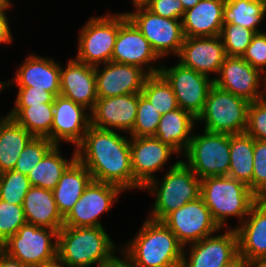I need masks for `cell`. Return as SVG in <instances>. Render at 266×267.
Here are the masks:
<instances>
[{"mask_svg": "<svg viewBox=\"0 0 266 267\" xmlns=\"http://www.w3.org/2000/svg\"><path fill=\"white\" fill-rule=\"evenodd\" d=\"M75 149L76 159L89 170L94 181L116 185L123 191L134 189L130 138L117 130L90 126Z\"/></svg>", "mask_w": 266, "mask_h": 267, "instance_id": "1", "label": "cell"}, {"mask_svg": "<svg viewBox=\"0 0 266 267\" xmlns=\"http://www.w3.org/2000/svg\"><path fill=\"white\" fill-rule=\"evenodd\" d=\"M120 248L138 267H181L184 246L162 221L146 218L134 238Z\"/></svg>", "mask_w": 266, "mask_h": 267, "instance_id": "2", "label": "cell"}, {"mask_svg": "<svg viewBox=\"0 0 266 267\" xmlns=\"http://www.w3.org/2000/svg\"><path fill=\"white\" fill-rule=\"evenodd\" d=\"M57 241V258L70 267H102L121 250L104 227L63 226Z\"/></svg>", "mask_w": 266, "mask_h": 267, "instance_id": "3", "label": "cell"}, {"mask_svg": "<svg viewBox=\"0 0 266 267\" xmlns=\"http://www.w3.org/2000/svg\"><path fill=\"white\" fill-rule=\"evenodd\" d=\"M200 197L220 229L227 225L229 217H237L241 224L257 201V196L246 184L229 176L201 179Z\"/></svg>", "mask_w": 266, "mask_h": 267, "instance_id": "4", "label": "cell"}, {"mask_svg": "<svg viewBox=\"0 0 266 267\" xmlns=\"http://www.w3.org/2000/svg\"><path fill=\"white\" fill-rule=\"evenodd\" d=\"M163 176L160 183L155 178L142 189L156 196L148 217L156 221H162L169 213L196 200L201 193V179L183 160L175 162Z\"/></svg>", "mask_w": 266, "mask_h": 267, "instance_id": "5", "label": "cell"}, {"mask_svg": "<svg viewBox=\"0 0 266 267\" xmlns=\"http://www.w3.org/2000/svg\"><path fill=\"white\" fill-rule=\"evenodd\" d=\"M249 104L248 100L214 84L196 122H204V130L210 133H243L247 128Z\"/></svg>", "mask_w": 266, "mask_h": 267, "instance_id": "6", "label": "cell"}, {"mask_svg": "<svg viewBox=\"0 0 266 267\" xmlns=\"http://www.w3.org/2000/svg\"><path fill=\"white\" fill-rule=\"evenodd\" d=\"M57 240V230L25 223L0 250L28 267H42L57 258Z\"/></svg>", "mask_w": 266, "mask_h": 267, "instance_id": "7", "label": "cell"}, {"mask_svg": "<svg viewBox=\"0 0 266 267\" xmlns=\"http://www.w3.org/2000/svg\"><path fill=\"white\" fill-rule=\"evenodd\" d=\"M184 162L200 178L228 176L230 166V134L210 133L192 134Z\"/></svg>", "mask_w": 266, "mask_h": 267, "instance_id": "8", "label": "cell"}, {"mask_svg": "<svg viewBox=\"0 0 266 267\" xmlns=\"http://www.w3.org/2000/svg\"><path fill=\"white\" fill-rule=\"evenodd\" d=\"M118 30V13L90 17L79 33L75 59L94 67L111 62Z\"/></svg>", "mask_w": 266, "mask_h": 267, "instance_id": "9", "label": "cell"}, {"mask_svg": "<svg viewBox=\"0 0 266 267\" xmlns=\"http://www.w3.org/2000/svg\"><path fill=\"white\" fill-rule=\"evenodd\" d=\"M125 14L161 59L168 54L179 55L185 39L181 20L161 17L147 7L137 8L134 12Z\"/></svg>", "mask_w": 266, "mask_h": 267, "instance_id": "10", "label": "cell"}, {"mask_svg": "<svg viewBox=\"0 0 266 267\" xmlns=\"http://www.w3.org/2000/svg\"><path fill=\"white\" fill-rule=\"evenodd\" d=\"M161 65L160 74L171 85L178 107L190 112L197 118L202 112L214 79L183 66Z\"/></svg>", "mask_w": 266, "mask_h": 267, "instance_id": "11", "label": "cell"}, {"mask_svg": "<svg viewBox=\"0 0 266 267\" xmlns=\"http://www.w3.org/2000/svg\"><path fill=\"white\" fill-rule=\"evenodd\" d=\"M123 190L113 184L92 180L80 199L64 217L66 227H103L99 217L111 210Z\"/></svg>", "mask_w": 266, "mask_h": 267, "instance_id": "12", "label": "cell"}, {"mask_svg": "<svg viewBox=\"0 0 266 267\" xmlns=\"http://www.w3.org/2000/svg\"><path fill=\"white\" fill-rule=\"evenodd\" d=\"M162 222L184 247L221 230L201 197L169 213Z\"/></svg>", "mask_w": 266, "mask_h": 267, "instance_id": "13", "label": "cell"}, {"mask_svg": "<svg viewBox=\"0 0 266 267\" xmlns=\"http://www.w3.org/2000/svg\"><path fill=\"white\" fill-rule=\"evenodd\" d=\"M159 59L161 58L153 50L151 44L126 14L119 13V30L111 62L136 65L149 75H154L160 72L162 63L159 66H154L152 63Z\"/></svg>", "mask_w": 266, "mask_h": 267, "instance_id": "14", "label": "cell"}, {"mask_svg": "<svg viewBox=\"0 0 266 267\" xmlns=\"http://www.w3.org/2000/svg\"><path fill=\"white\" fill-rule=\"evenodd\" d=\"M131 168L134 176V189H143L155 173L164 169L169 158L179 153L154 136L130 137Z\"/></svg>", "mask_w": 266, "mask_h": 267, "instance_id": "15", "label": "cell"}, {"mask_svg": "<svg viewBox=\"0 0 266 267\" xmlns=\"http://www.w3.org/2000/svg\"><path fill=\"white\" fill-rule=\"evenodd\" d=\"M213 79L217 87L249 102L260 100L263 97V87L260 89L259 86L265 84L266 76L242 57L226 56L218 75Z\"/></svg>", "mask_w": 266, "mask_h": 267, "instance_id": "16", "label": "cell"}, {"mask_svg": "<svg viewBox=\"0 0 266 267\" xmlns=\"http://www.w3.org/2000/svg\"><path fill=\"white\" fill-rule=\"evenodd\" d=\"M183 248L181 267H221L238 254V237L235 228L225 233L210 235ZM187 253V254H186Z\"/></svg>", "mask_w": 266, "mask_h": 267, "instance_id": "17", "label": "cell"}, {"mask_svg": "<svg viewBox=\"0 0 266 267\" xmlns=\"http://www.w3.org/2000/svg\"><path fill=\"white\" fill-rule=\"evenodd\" d=\"M86 110L81 104L61 95L56 96L53 102L51 142L59 146L64 141L77 147L91 126V114Z\"/></svg>", "mask_w": 266, "mask_h": 267, "instance_id": "18", "label": "cell"}, {"mask_svg": "<svg viewBox=\"0 0 266 267\" xmlns=\"http://www.w3.org/2000/svg\"><path fill=\"white\" fill-rule=\"evenodd\" d=\"M104 67V68H103ZM95 67L97 97L141 93L149 74L136 65L107 62Z\"/></svg>", "mask_w": 266, "mask_h": 267, "instance_id": "19", "label": "cell"}, {"mask_svg": "<svg viewBox=\"0 0 266 267\" xmlns=\"http://www.w3.org/2000/svg\"><path fill=\"white\" fill-rule=\"evenodd\" d=\"M138 93L98 98L90 111L91 126L129 133L135 124Z\"/></svg>", "mask_w": 266, "mask_h": 267, "instance_id": "20", "label": "cell"}, {"mask_svg": "<svg viewBox=\"0 0 266 267\" xmlns=\"http://www.w3.org/2000/svg\"><path fill=\"white\" fill-rule=\"evenodd\" d=\"M177 57L183 66L210 77L218 75L226 53L220 35L185 37Z\"/></svg>", "mask_w": 266, "mask_h": 267, "instance_id": "21", "label": "cell"}, {"mask_svg": "<svg viewBox=\"0 0 266 267\" xmlns=\"http://www.w3.org/2000/svg\"><path fill=\"white\" fill-rule=\"evenodd\" d=\"M60 95L83 105L90 112L98 99L95 67L75 58L68 60L66 68L61 66L60 70Z\"/></svg>", "mask_w": 266, "mask_h": 267, "instance_id": "22", "label": "cell"}, {"mask_svg": "<svg viewBox=\"0 0 266 267\" xmlns=\"http://www.w3.org/2000/svg\"><path fill=\"white\" fill-rule=\"evenodd\" d=\"M234 228L238 253L246 261L266 259V206L257 200L245 220Z\"/></svg>", "mask_w": 266, "mask_h": 267, "instance_id": "23", "label": "cell"}, {"mask_svg": "<svg viewBox=\"0 0 266 267\" xmlns=\"http://www.w3.org/2000/svg\"><path fill=\"white\" fill-rule=\"evenodd\" d=\"M15 74L17 87H34L60 95L61 65L55 59L30 54Z\"/></svg>", "mask_w": 266, "mask_h": 267, "instance_id": "24", "label": "cell"}, {"mask_svg": "<svg viewBox=\"0 0 266 267\" xmlns=\"http://www.w3.org/2000/svg\"><path fill=\"white\" fill-rule=\"evenodd\" d=\"M225 0H200L181 19L185 37H212L221 33Z\"/></svg>", "mask_w": 266, "mask_h": 267, "instance_id": "25", "label": "cell"}, {"mask_svg": "<svg viewBox=\"0 0 266 267\" xmlns=\"http://www.w3.org/2000/svg\"><path fill=\"white\" fill-rule=\"evenodd\" d=\"M22 206L27 223L57 231L63 227L64 217L58 210L52 190L31 186Z\"/></svg>", "mask_w": 266, "mask_h": 267, "instance_id": "26", "label": "cell"}, {"mask_svg": "<svg viewBox=\"0 0 266 267\" xmlns=\"http://www.w3.org/2000/svg\"><path fill=\"white\" fill-rule=\"evenodd\" d=\"M196 118L180 107L161 115L155 138L174 148L183 156L192 138Z\"/></svg>", "mask_w": 266, "mask_h": 267, "instance_id": "27", "label": "cell"}, {"mask_svg": "<svg viewBox=\"0 0 266 267\" xmlns=\"http://www.w3.org/2000/svg\"><path fill=\"white\" fill-rule=\"evenodd\" d=\"M93 180L89 170L77 159L62 174L52 190L60 214L65 217Z\"/></svg>", "mask_w": 266, "mask_h": 267, "instance_id": "28", "label": "cell"}, {"mask_svg": "<svg viewBox=\"0 0 266 267\" xmlns=\"http://www.w3.org/2000/svg\"><path fill=\"white\" fill-rule=\"evenodd\" d=\"M34 136L14 119L0 116V170H14L18 157Z\"/></svg>", "mask_w": 266, "mask_h": 267, "instance_id": "29", "label": "cell"}, {"mask_svg": "<svg viewBox=\"0 0 266 267\" xmlns=\"http://www.w3.org/2000/svg\"><path fill=\"white\" fill-rule=\"evenodd\" d=\"M254 138L246 132L230 134L228 176L246 184L252 191Z\"/></svg>", "mask_w": 266, "mask_h": 267, "instance_id": "30", "label": "cell"}, {"mask_svg": "<svg viewBox=\"0 0 266 267\" xmlns=\"http://www.w3.org/2000/svg\"><path fill=\"white\" fill-rule=\"evenodd\" d=\"M76 160V149L71 159H64L60 146L55 145L27 175L32 186L53 190L65 170Z\"/></svg>", "mask_w": 266, "mask_h": 267, "instance_id": "31", "label": "cell"}, {"mask_svg": "<svg viewBox=\"0 0 266 267\" xmlns=\"http://www.w3.org/2000/svg\"><path fill=\"white\" fill-rule=\"evenodd\" d=\"M6 115L14 119L34 137H45L51 141L53 103L13 107Z\"/></svg>", "mask_w": 266, "mask_h": 267, "instance_id": "32", "label": "cell"}, {"mask_svg": "<svg viewBox=\"0 0 266 267\" xmlns=\"http://www.w3.org/2000/svg\"><path fill=\"white\" fill-rule=\"evenodd\" d=\"M266 18V7L250 0H225L223 8V24H235L251 29L255 33L262 32L260 26Z\"/></svg>", "mask_w": 266, "mask_h": 267, "instance_id": "33", "label": "cell"}, {"mask_svg": "<svg viewBox=\"0 0 266 267\" xmlns=\"http://www.w3.org/2000/svg\"><path fill=\"white\" fill-rule=\"evenodd\" d=\"M141 93L161 115L179 108L171 85L160 73L146 78Z\"/></svg>", "mask_w": 266, "mask_h": 267, "instance_id": "34", "label": "cell"}, {"mask_svg": "<svg viewBox=\"0 0 266 267\" xmlns=\"http://www.w3.org/2000/svg\"><path fill=\"white\" fill-rule=\"evenodd\" d=\"M161 114L150 101L138 93V107L133 129L128 133L132 137L154 136L160 122Z\"/></svg>", "mask_w": 266, "mask_h": 267, "instance_id": "35", "label": "cell"}, {"mask_svg": "<svg viewBox=\"0 0 266 267\" xmlns=\"http://www.w3.org/2000/svg\"><path fill=\"white\" fill-rule=\"evenodd\" d=\"M31 186L26 175L14 170L5 171L0 178V200L23 205L24 197Z\"/></svg>", "mask_w": 266, "mask_h": 267, "instance_id": "36", "label": "cell"}, {"mask_svg": "<svg viewBox=\"0 0 266 267\" xmlns=\"http://www.w3.org/2000/svg\"><path fill=\"white\" fill-rule=\"evenodd\" d=\"M256 33L251 29L232 23L223 24L220 37L226 56L242 57Z\"/></svg>", "mask_w": 266, "mask_h": 267, "instance_id": "37", "label": "cell"}, {"mask_svg": "<svg viewBox=\"0 0 266 267\" xmlns=\"http://www.w3.org/2000/svg\"><path fill=\"white\" fill-rule=\"evenodd\" d=\"M55 145L45 137H33L20 153L14 171L28 175Z\"/></svg>", "mask_w": 266, "mask_h": 267, "instance_id": "38", "label": "cell"}, {"mask_svg": "<svg viewBox=\"0 0 266 267\" xmlns=\"http://www.w3.org/2000/svg\"><path fill=\"white\" fill-rule=\"evenodd\" d=\"M27 223L22 205L0 200V245Z\"/></svg>", "mask_w": 266, "mask_h": 267, "instance_id": "39", "label": "cell"}, {"mask_svg": "<svg viewBox=\"0 0 266 267\" xmlns=\"http://www.w3.org/2000/svg\"><path fill=\"white\" fill-rule=\"evenodd\" d=\"M245 132L254 139L266 142V102L263 99L250 102Z\"/></svg>", "mask_w": 266, "mask_h": 267, "instance_id": "40", "label": "cell"}, {"mask_svg": "<svg viewBox=\"0 0 266 267\" xmlns=\"http://www.w3.org/2000/svg\"><path fill=\"white\" fill-rule=\"evenodd\" d=\"M266 188V142L254 139L252 192L258 197Z\"/></svg>", "mask_w": 266, "mask_h": 267, "instance_id": "41", "label": "cell"}, {"mask_svg": "<svg viewBox=\"0 0 266 267\" xmlns=\"http://www.w3.org/2000/svg\"><path fill=\"white\" fill-rule=\"evenodd\" d=\"M242 58L266 76V31L253 36Z\"/></svg>", "mask_w": 266, "mask_h": 267, "instance_id": "42", "label": "cell"}, {"mask_svg": "<svg viewBox=\"0 0 266 267\" xmlns=\"http://www.w3.org/2000/svg\"><path fill=\"white\" fill-rule=\"evenodd\" d=\"M55 96L43 89L34 87H18V93L13 107H30L41 103H53Z\"/></svg>", "mask_w": 266, "mask_h": 267, "instance_id": "43", "label": "cell"}, {"mask_svg": "<svg viewBox=\"0 0 266 267\" xmlns=\"http://www.w3.org/2000/svg\"><path fill=\"white\" fill-rule=\"evenodd\" d=\"M147 8L156 15L177 20H181L185 12L180 0H153Z\"/></svg>", "mask_w": 266, "mask_h": 267, "instance_id": "44", "label": "cell"}, {"mask_svg": "<svg viewBox=\"0 0 266 267\" xmlns=\"http://www.w3.org/2000/svg\"><path fill=\"white\" fill-rule=\"evenodd\" d=\"M13 6L12 2L9 0L4 6L0 7V44H9L13 42V36L11 33V28L9 25L8 17L6 16V11Z\"/></svg>", "mask_w": 266, "mask_h": 267, "instance_id": "45", "label": "cell"}, {"mask_svg": "<svg viewBox=\"0 0 266 267\" xmlns=\"http://www.w3.org/2000/svg\"><path fill=\"white\" fill-rule=\"evenodd\" d=\"M121 255L122 258L114 255L102 267H138L125 253Z\"/></svg>", "mask_w": 266, "mask_h": 267, "instance_id": "46", "label": "cell"}, {"mask_svg": "<svg viewBox=\"0 0 266 267\" xmlns=\"http://www.w3.org/2000/svg\"><path fill=\"white\" fill-rule=\"evenodd\" d=\"M0 267H28L0 250Z\"/></svg>", "mask_w": 266, "mask_h": 267, "instance_id": "47", "label": "cell"}, {"mask_svg": "<svg viewBox=\"0 0 266 267\" xmlns=\"http://www.w3.org/2000/svg\"><path fill=\"white\" fill-rule=\"evenodd\" d=\"M246 260L238 253L231 261L223 264L221 267H245Z\"/></svg>", "mask_w": 266, "mask_h": 267, "instance_id": "48", "label": "cell"}, {"mask_svg": "<svg viewBox=\"0 0 266 267\" xmlns=\"http://www.w3.org/2000/svg\"><path fill=\"white\" fill-rule=\"evenodd\" d=\"M245 267H266V259H254L246 261Z\"/></svg>", "mask_w": 266, "mask_h": 267, "instance_id": "49", "label": "cell"}, {"mask_svg": "<svg viewBox=\"0 0 266 267\" xmlns=\"http://www.w3.org/2000/svg\"><path fill=\"white\" fill-rule=\"evenodd\" d=\"M153 0H132L135 9L147 7Z\"/></svg>", "mask_w": 266, "mask_h": 267, "instance_id": "50", "label": "cell"}, {"mask_svg": "<svg viewBox=\"0 0 266 267\" xmlns=\"http://www.w3.org/2000/svg\"><path fill=\"white\" fill-rule=\"evenodd\" d=\"M185 11L194 7L200 0H180Z\"/></svg>", "mask_w": 266, "mask_h": 267, "instance_id": "51", "label": "cell"}, {"mask_svg": "<svg viewBox=\"0 0 266 267\" xmlns=\"http://www.w3.org/2000/svg\"><path fill=\"white\" fill-rule=\"evenodd\" d=\"M42 267H70V266L61 262L58 258H56L55 260L48 262Z\"/></svg>", "mask_w": 266, "mask_h": 267, "instance_id": "52", "label": "cell"}, {"mask_svg": "<svg viewBox=\"0 0 266 267\" xmlns=\"http://www.w3.org/2000/svg\"><path fill=\"white\" fill-rule=\"evenodd\" d=\"M257 200L263 204L264 206H266V188L264 189V191L257 197Z\"/></svg>", "mask_w": 266, "mask_h": 267, "instance_id": "53", "label": "cell"}, {"mask_svg": "<svg viewBox=\"0 0 266 267\" xmlns=\"http://www.w3.org/2000/svg\"><path fill=\"white\" fill-rule=\"evenodd\" d=\"M12 83L14 84V81H12V79H11V82L9 81H7V82H3V81H0V92L3 90V89H5V88H8L9 86H11L12 85Z\"/></svg>", "mask_w": 266, "mask_h": 267, "instance_id": "54", "label": "cell"}, {"mask_svg": "<svg viewBox=\"0 0 266 267\" xmlns=\"http://www.w3.org/2000/svg\"><path fill=\"white\" fill-rule=\"evenodd\" d=\"M263 87H264V89H263V97H262V99L266 102V82L263 85Z\"/></svg>", "mask_w": 266, "mask_h": 267, "instance_id": "55", "label": "cell"}, {"mask_svg": "<svg viewBox=\"0 0 266 267\" xmlns=\"http://www.w3.org/2000/svg\"><path fill=\"white\" fill-rule=\"evenodd\" d=\"M250 1L261 3V4H263L266 7V0H250Z\"/></svg>", "mask_w": 266, "mask_h": 267, "instance_id": "56", "label": "cell"}, {"mask_svg": "<svg viewBox=\"0 0 266 267\" xmlns=\"http://www.w3.org/2000/svg\"><path fill=\"white\" fill-rule=\"evenodd\" d=\"M9 0H0V7L4 6Z\"/></svg>", "mask_w": 266, "mask_h": 267, "instance_id": "57", "label": "cell"}]
</instances>
